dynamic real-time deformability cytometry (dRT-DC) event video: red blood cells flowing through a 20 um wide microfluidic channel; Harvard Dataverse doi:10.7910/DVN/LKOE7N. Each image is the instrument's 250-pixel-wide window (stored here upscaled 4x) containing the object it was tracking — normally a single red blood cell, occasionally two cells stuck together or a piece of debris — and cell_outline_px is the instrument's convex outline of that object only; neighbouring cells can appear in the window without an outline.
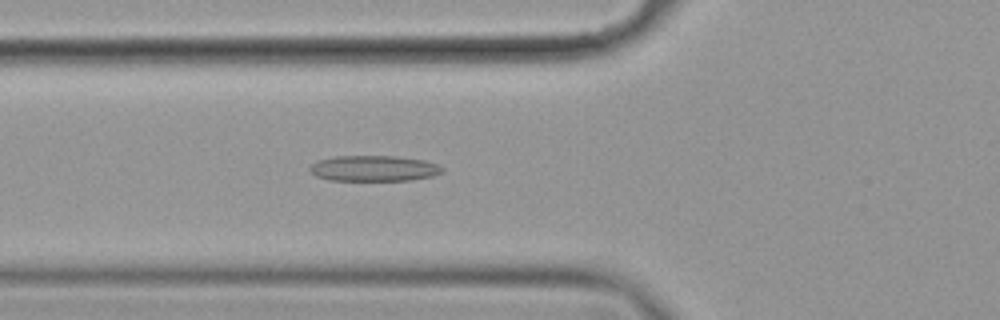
{"species": "common noctule bat (a hibernating species)", "species_latin": "Nyctalus noctula", "temperature_condition": "cold", "stored_images_in_passage": 56, "camera_frame_rate_fps": 3000, "um_per_image_px": 0.085, "animal": {"sex": "female", "body_mass_g": 19.9}, "frame": {"image": 1, "passage_image": 20, "time_ms": 6.333, "image_size_px": [1000, 320], "cell_outline_px": [[444, 172], [432, 176], [408, 180], [328, 180], [316, 176], [308, 168], [312, 164], [320, 160], [336, 156], [396, 156], [424, 160], [436, 164], [444, 168]], "centroid_in_image_um": [31.79, 14.31], "position_along_channel_um": 94.0, "area_um2": 19.71}}
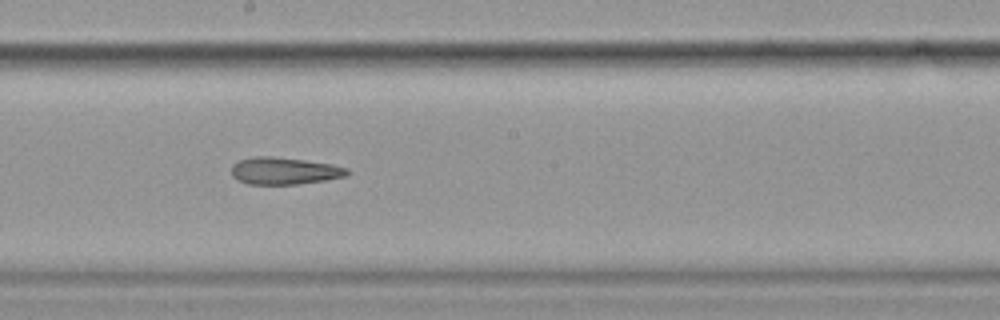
{"frame": {"image": 2, "passage_image": 31, "time_ms": 10.0, "image_size_px": [1000, 320], "cell_outline_px": [[348, 176], [324, 180], [296, 184], [248, 184], [236, 180], [232, 176], [232, 164], [240, 160], [256, 156], [272, 156], [304, 160], [332, 164], [348, 168]], "centroid_in_image_um": [24.15, 14.52], "position_along_channel_um": 224.0, "area_um2": 18.26}}
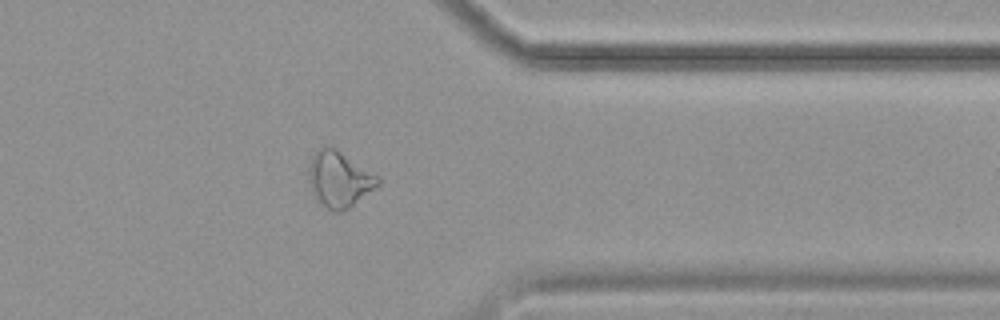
{"frame": {"image": 3, "passage_image": 45, "time_ms": 14.667, "image_size_px": [1000, 320], "cell_outline_px": [[380, 184], [348, 208], [340, 212], [332, 212], [312, 196], [308, 180], [308, 172], [312, 156], [324, 144], [332, 144], [380, 176]], "centroid_in_image_um": [28.83, 15.19], "position_along_channel_um": 382.6, "area_um2": 23.06}, "authors_computed_cell_mechanics": {"area_um2": 20.8947, "velocity_mm_per_s": 3.5368, "shape_relaxation_time_tau1_ms": null, "shape_relaxation_time_tau2_ms": 7.7376, "deformation_change_tau1": null, "deformation_change_tau2": 0.1962}}